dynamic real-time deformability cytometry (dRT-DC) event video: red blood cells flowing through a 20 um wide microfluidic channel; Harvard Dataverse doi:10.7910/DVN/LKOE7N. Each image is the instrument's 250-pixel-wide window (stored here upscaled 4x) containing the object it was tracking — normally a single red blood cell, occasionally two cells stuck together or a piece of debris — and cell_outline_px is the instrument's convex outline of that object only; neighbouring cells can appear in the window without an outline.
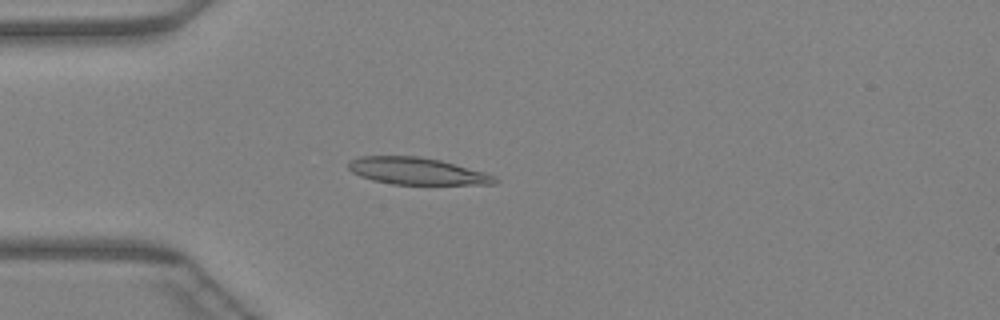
{"species": "Egyptian fruit bat (a non-hibernating species)", "species_latin": "Rousettus aegyptiacus", "temperature_condition": "warm", "stored_images_in_passage": 26, "camera_frame_rate_fps": 3000, "um_per_image_px": 0.085, "animal": {"sex": "female"}, "frame": {"image": 1, "passage_image": 13, "time_ms": 4.0, "image_size_px": [1000, 320], "cell_outline_px": [[500, 180], [496, 184], [392, 184], [372, 180], [360, 176], [352, 172], [348, 168], [348, 160], [360, 156], [420, 156], [440, 160], [484, 172]], "centroid_in_image_um": [35.39, 14.54], "position_along_channel_um": 49.6, "area_um2": 22.95}}
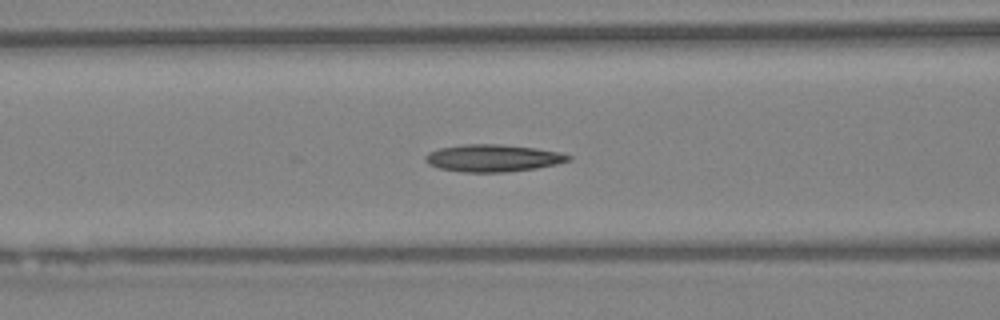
{"frame": {"image": 2, "passage_image": 19, "time_ms": 6.0, "image_size_px": [1000, 320], "cell_outline_px": [[572, 160], [556, 164], [536, 168], [504, 172], [464, 172], [440, 168], [428, 164], [424, 160], [424, 156], [428, 152], [440, 148], [464, 144], [500, 144], [536, 148], [560, 152], [572, 156]], "centroid_in_image_um": [41.9, 13.43], "position_along_channel_um": 124.7, "area_um2": 22.72}}
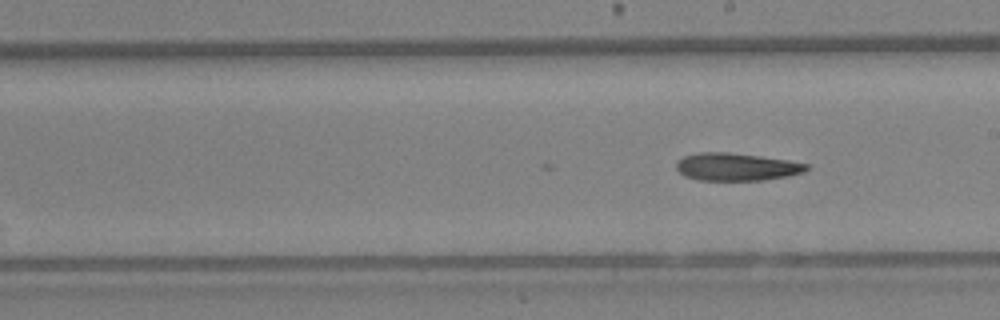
{"frame": {"image": 3, "passage_image": 26, "time_ms": 8.333, "image_size_px": [1000, 320], "cell_outline_px": [[808, 168], [804, 172], [788, 176], [764, 180], [696, 180], [684, 176], [676, 168], [676, 160], [684, 156], [696, 152], [728, 152], [760, 156], [788, 160], [808, 164]], "centroid_in_image_um": [62.56, 14.18], "position_along_channel_um": 226.4, "area_um2": 21.1}}